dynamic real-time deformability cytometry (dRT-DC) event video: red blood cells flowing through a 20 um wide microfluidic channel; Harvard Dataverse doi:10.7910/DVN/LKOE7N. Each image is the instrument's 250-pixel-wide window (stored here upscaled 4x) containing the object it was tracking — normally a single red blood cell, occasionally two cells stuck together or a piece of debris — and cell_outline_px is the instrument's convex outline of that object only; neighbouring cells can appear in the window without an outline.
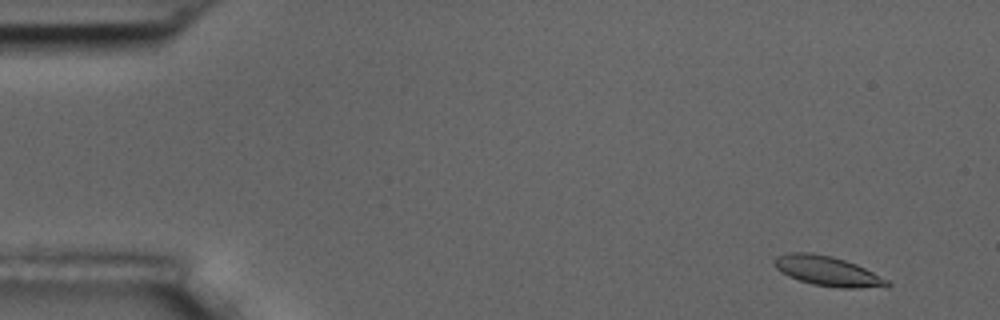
{"species": "common noctule bat (a hibernating species)", "species_latin": "Nyctalus noctula", "temperature_condition": "room temperature", "stored_images_in_passage": 8, "camera_frame_rate_fps": 3000, "um_per_image_px": 0.085, "animal": {"sex": "male", "body_mass_g": 17.5, "forearm_length_mm": 52.3}, "frame": {"image": 1, "passage_image": 1, "time_ms": 0.0, "image_size_px": [1000, 320], "cell_outline_px": [[892, 284], [888, 288], [840, 288], [812, 284], [788, 276], [780, 272], [772, 264], [772, 260], [776, 256], [788, 252], [808, 252], [832, 256], [856, 264], [888, 280]], "centroid_in_image_um": [70.33, 23.05], "position_along_channel_um": 14.7, "area_um2": 19.83}}
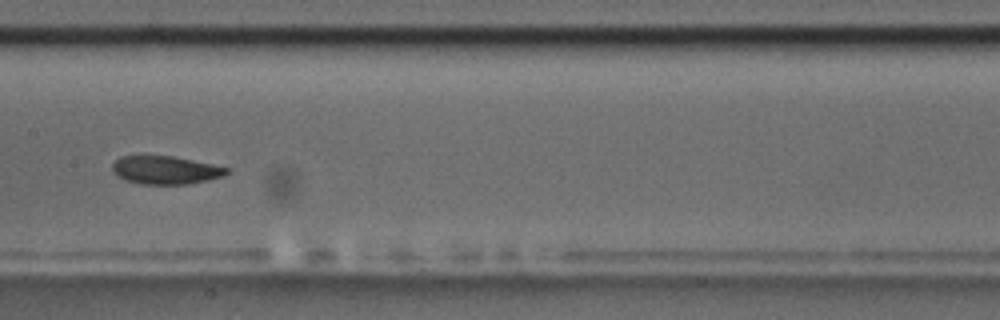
{"frame": {"image": 2, "passage_image": 8, "time_ms": 8.0, "image_size_px": [1000, 320], "cell_outline_px": [[228, 172], [224, 176], [208, 180], [188, 184], [140, 184], [124, 180], [116, 176], [112, 172], [112, 164], [120, 156], [172, 156], [212, 164], [228, 168]], "centroid_in_image_um": [14.03, 14.46], "position_along_channel_um": 193.4, "area_um2": 18.79}}